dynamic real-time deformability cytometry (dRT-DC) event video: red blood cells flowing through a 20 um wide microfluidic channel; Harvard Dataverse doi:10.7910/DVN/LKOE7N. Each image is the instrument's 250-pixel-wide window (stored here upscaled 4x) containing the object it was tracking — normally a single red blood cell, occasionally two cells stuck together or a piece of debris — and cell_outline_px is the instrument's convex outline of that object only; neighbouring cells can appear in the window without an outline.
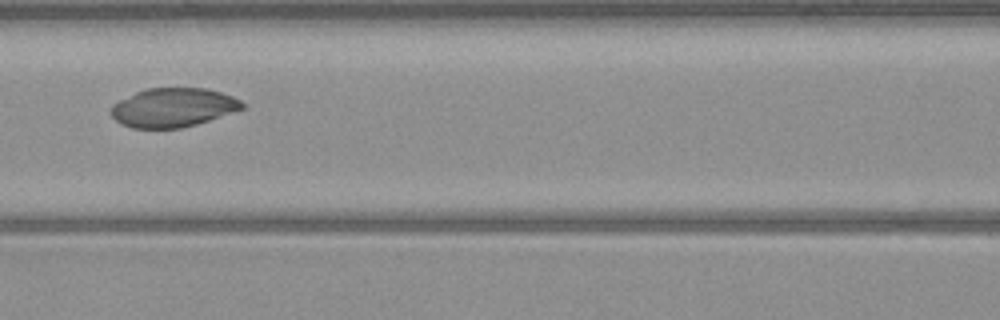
{"species": "common noctule bat (a hibernating species)", "species_latin": "Nyctalus noctula", "temperature_condition": "warm", "stored_images_in_passage": 50, "camera_frame_rate_fps": 3000, "um_per_image_px": 0.085, "animal": {"sex": "male", "body_mass_g": 23.1, "forearm_length_mm": 52.7}, "frame": {"image": 1, "passage_image": 22, "time_ms": 7.0, "image_size_px": [1000, 320], "cell_outline_px": [[244, 108], [196, 124], [180, 128], [132, 128], [120, 124], [112, 116], [112, 104], [136, 92], [148, 88], [208, 88], [232, 96], [240, 100], [244, 104]], "centroid_in_image_um": [14.7, 9.14], "position_along_channel_um": 151.9, "area_um2": 29.54}}
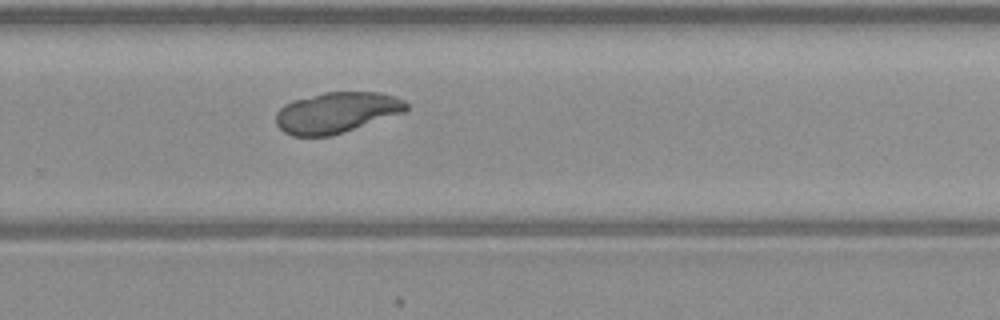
{"frame": {"image": 2, "passage_image": 33, "time_ms": 10.667, "image_size_px": [1000, 320], "cell_outline_px": [[408, 108], [404, 112], [328, 136], [292, 136], [284, 132], [276, 124], [276, 112], [284, 104], [292, 100], [324, 92], [380, 92], [396, 96], [404, 100], [408, 104]], "centroid_in_image_um": [28.58, 9.54], "position_along_channel_um": 301.2, "area_um2": 30.75}}